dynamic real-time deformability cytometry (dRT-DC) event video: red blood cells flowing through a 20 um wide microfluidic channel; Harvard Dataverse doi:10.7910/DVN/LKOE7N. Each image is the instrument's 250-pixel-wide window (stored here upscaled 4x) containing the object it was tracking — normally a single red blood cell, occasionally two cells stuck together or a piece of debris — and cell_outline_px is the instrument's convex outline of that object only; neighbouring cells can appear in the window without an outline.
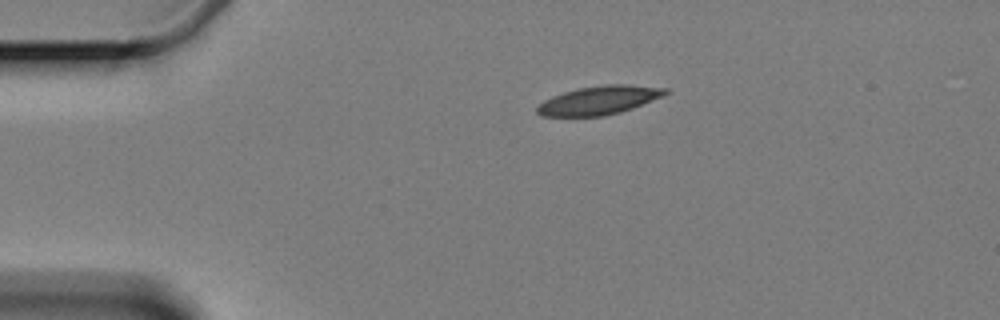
{"species": "Egyptian fruit bat (a non-hibernating species)", "species_latin": "Rousettus aegyptiacus", "temperature_condition": "cold", "stored_images_in_passage": 6, "camera_frame_rate_fps": 3000, "um_per_image_px": 0.085, "animal": {"sex": "female"}, "frame": {"image": 1, "passage_image": 6, "time_ms": 6.667, "image_size_px": [1000, 320], "cell_outline_px": [[668, 92], [664, 96], [632, 108], [620, 112], [604, 116], [540, 116], [536, 112], [536, 108], [544, 100], [552, 96], [576, 88], [604, 84], [628, 84], [668, 88]], "centroid_in_image_um": [50.93, 8.51], "position_along_channel_um": 34.1, "area_um2": 21.5}}